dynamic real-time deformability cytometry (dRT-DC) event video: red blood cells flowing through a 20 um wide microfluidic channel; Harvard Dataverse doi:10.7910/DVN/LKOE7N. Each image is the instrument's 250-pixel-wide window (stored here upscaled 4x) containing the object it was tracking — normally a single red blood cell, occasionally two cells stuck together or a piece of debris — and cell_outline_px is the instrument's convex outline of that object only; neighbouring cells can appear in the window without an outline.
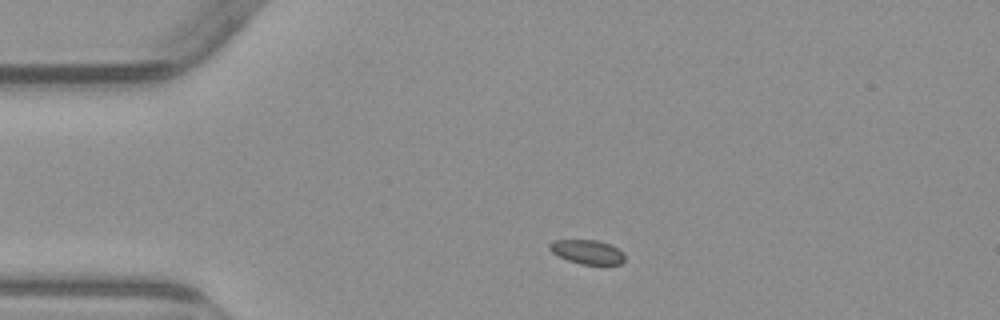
{"species": "common noctule bat (a hibernating species)", "species_latin": "Nyctalus noctula", "temperature_condition": "warm", "stored_images_in_passage": 2, "camera_frame_rate_fps": 3000, "um_per_image_px": 0.085, "animal": {"sex": "male", "body_mass_g": 23.1, "forearm_length_mm": 52.7}, "frame": {"image": 1, "passage_image": 1, "time_ms": 0.0, "image_size_px": [1000, 320], "cell_outline_px": [[624, 260], [620, 264], [580, 264], [568, 260], [552, 252], [548, 248], [548, 244], [552, 240], [596, 240], [612, 244], [624, 252]], "centroid_in_image_um": [49.93, 21.39], "position_along_channel_um": 35.1, "area_um2": 10.64}}